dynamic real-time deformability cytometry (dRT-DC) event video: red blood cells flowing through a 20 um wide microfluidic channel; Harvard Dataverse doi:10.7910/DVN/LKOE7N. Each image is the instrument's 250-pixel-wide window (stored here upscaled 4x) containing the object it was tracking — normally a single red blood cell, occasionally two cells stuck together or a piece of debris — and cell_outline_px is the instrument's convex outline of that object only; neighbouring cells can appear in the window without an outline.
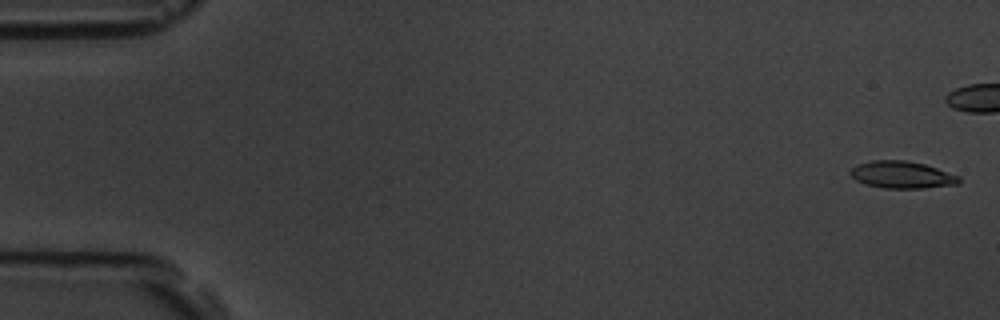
{"species": "common noctule bat (a hibernating species)", "species_latin": "Nyctalus noctula", "temperature_condition": "room temperature", "stored_images_in_passage": 11, "camera_frame_rate_fps": 3000, "um_per_image_px": 0.085, "animal": {"sex": "male", "body_mass_g": 19.5, "forearm_length_mm": 54.6}, "frame": {"image": 1, "passage_image": 1, "time_ms": 0.0, "image_size_px": [1000, 320], "cell_outline_px": [[960, 184], [920, 188], [884, 188], [864, 184], [856, 180], [848, 172], [856, 164], [872, 160], [908, 160], [924, 164], [960, 176]], "centroid_in_image_um": [76.64, 14.85], "position_along_channel_um": 8.4, "area_um2": 17.22}}
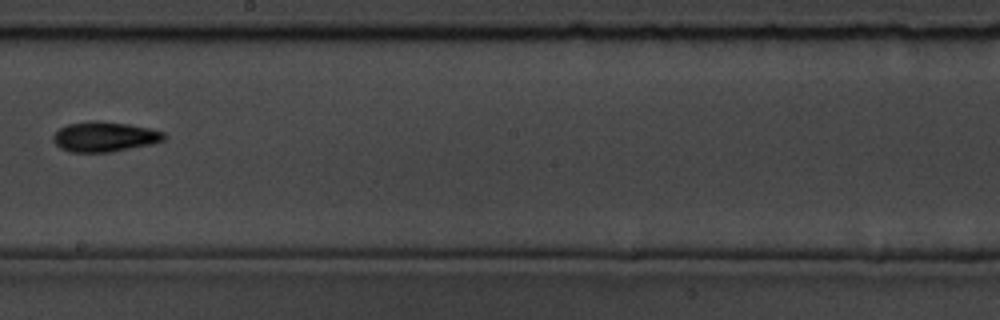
{"frame": {"image": 2, "passage_image": 11, "time_ms": 12.0, "image_size_px": [1000, 320], "cell_outline_px": [[168, 136], [164, 140], [152, 144], [112, 152], [72, 152], [60, 148], [52, 140], [52, 136], [60, 128], [68, 124], [88, 120], [100, 120], [128, 124], [148, 128], [164, 132]], "centroid_in_image_um": [8.89, 11.61], "position_along_channel_um": 239.3, "area_um2": 19.59}}